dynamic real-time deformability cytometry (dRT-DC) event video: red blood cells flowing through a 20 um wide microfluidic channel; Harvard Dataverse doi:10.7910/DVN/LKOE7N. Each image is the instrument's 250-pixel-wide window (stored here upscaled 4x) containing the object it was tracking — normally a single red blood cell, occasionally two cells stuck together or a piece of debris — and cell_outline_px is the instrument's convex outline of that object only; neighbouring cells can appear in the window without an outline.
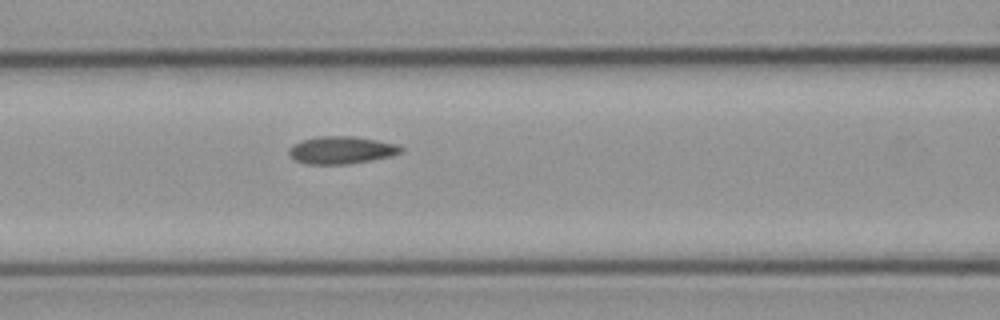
{"species": "common noctule bat (a hibernating species)", "species_latin": "Nyctalus noctula", "temperature_condition": "cold", "stored_images_in_passage": 7, "segment_of_instrument_passage": [1, 2], "camera_frame_rate_fps": 3000, "um_per_image_px": 0.085, "animal": {"sex": "male", "body_mass_g": 23.1, "forearm_length_mm": 52.7}, "frame": {"image": 1, "passage_image": 6, "time_ms": 6.667, "image_size_px": [1000, 320], "cell_outline_px": [[404, 152], [392, 156], [372, 160], [348, 164], [304, 164], [296, 160], [288, 152], [288, 148], [292, 144], [300, 140], [316, 136], [356, 136], [396, 144], [404, 148]], "centroid_in_image_um": [29.02, 12.75], "position_along_channel_um": 137.6, "area_um2": 18.21}}